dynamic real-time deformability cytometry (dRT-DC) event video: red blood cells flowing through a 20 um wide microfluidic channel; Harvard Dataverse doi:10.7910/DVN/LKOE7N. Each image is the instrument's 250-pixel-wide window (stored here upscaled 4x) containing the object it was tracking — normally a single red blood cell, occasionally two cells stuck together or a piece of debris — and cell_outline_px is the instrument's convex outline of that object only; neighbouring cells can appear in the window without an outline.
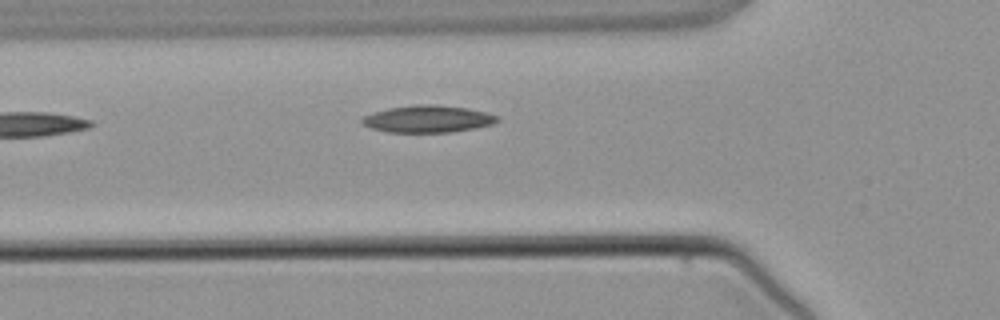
{"species": "common noctule bat (a hibernating species)", "species_latin": "Nyctalus noctula", "temperature_condition": "warm", "stored_images_in_passage": 2, "camera_frame_rate_fps": 3000, "um_per_image_px": 0.085, "animal": {"sex": "male", "body_mass_g": 21.5, "forearm_length_mm": 52.0}, "frame": {"image": 1, "passage_image": 2, "time_ms": 1.333, "image_size_px": [1000, 320], "cell_outline_px": [[500, 120], [492, 124], [476, 128], [448, 132], [388, 132], [372, 128], [360, 124], [360, 120], [364, 116], [372, 112], [388, 108], [416, 104], [432, 104], [468, 108], [500, 116]], "centroid_in_image_um": [36.35, 10.1], "position_along_channel_um": 89.5, "area_um2": 21.44}}